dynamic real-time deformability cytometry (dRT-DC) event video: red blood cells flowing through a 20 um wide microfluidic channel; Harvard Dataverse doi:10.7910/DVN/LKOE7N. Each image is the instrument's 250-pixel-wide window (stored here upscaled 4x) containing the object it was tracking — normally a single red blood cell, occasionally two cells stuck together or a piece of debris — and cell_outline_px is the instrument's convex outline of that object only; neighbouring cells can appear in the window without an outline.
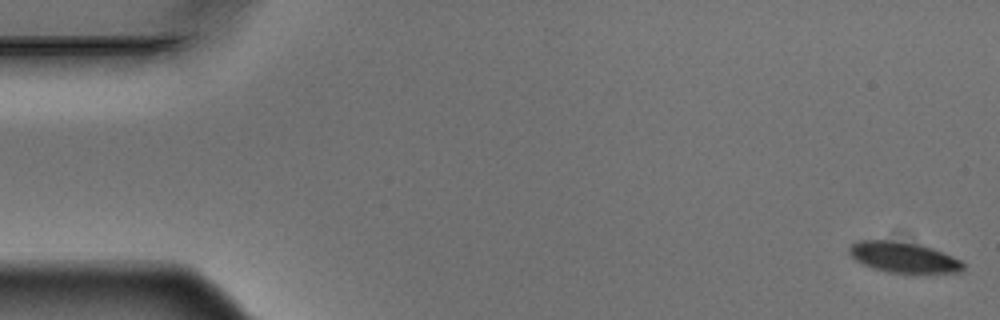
{"species": "Egyptian fruit bat (a non-hibernating species)", "species_latin": "Rousettus aegyptiacus", "temperature_condition": "warm", "stored_images_in_passage": 6, "camera_frame_rate_fps": 3000, "um_per_image_px": 0.085, "animal": {"sex": "male"}, "frame": {"image": 1, "passage_image": 1, "time_ms": 0.0, "image_size_px": [1000, 320], "cell_outline_px": [[964, 268], [960, 272], [888, 272], [872, 268], [856, 260], [848, 252], [848, 248], [852, 244], [860, 240], [888, 240], [916, 244], [932, 248], [952, 256], [960, 260], [964, 264]], "centroid_in_image_um": [76.77, 21.86], "position_along_channel_um": 8.2, "area_um2": 19.88}}